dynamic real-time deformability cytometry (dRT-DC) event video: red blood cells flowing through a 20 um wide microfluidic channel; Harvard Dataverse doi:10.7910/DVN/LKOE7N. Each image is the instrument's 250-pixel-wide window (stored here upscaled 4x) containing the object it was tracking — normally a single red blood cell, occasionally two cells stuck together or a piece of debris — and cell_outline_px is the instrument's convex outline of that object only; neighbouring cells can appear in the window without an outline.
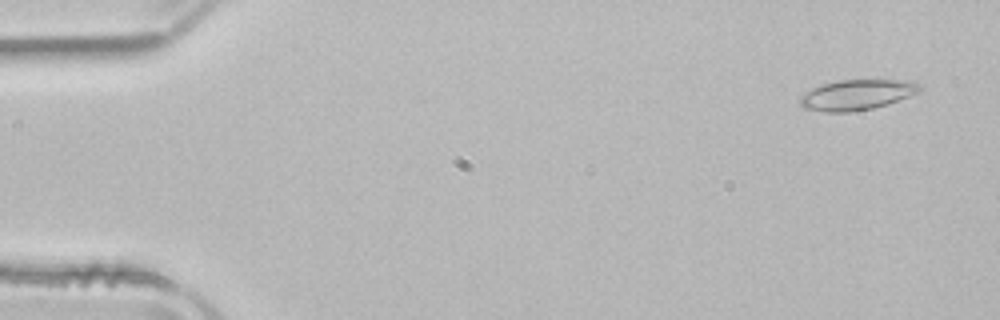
{"species": "common noctule bat (a hibernating species)", "species_latin": "Nyctalus noctula", "temperature_condition": "room temperature", "stored_images_in_passage": 3, "camera_frame_rate_fps": 3000, "um_per_image_px": 0.085, "animal": {"sex": "male", "body_mass_g": 21.5, "forearm_length_mm": 52.0}, "frame": {"image": 1, "passage_image": 1, "time_ms": 0.0, "image_size_px": [1000, 320], "cell_outline_px": [[920, 92], [888, 104], [872, 108], [848, 112], [824, 112], [804, 108], [800, 104], [800, 96], [804, 92], [820, 84], [836, 80], [908, 80], [920, 84]], "centroid_in_image_um": [72.8, 8.05], "position_along_channel_um": 12.2, "area_um2": 21.27}}
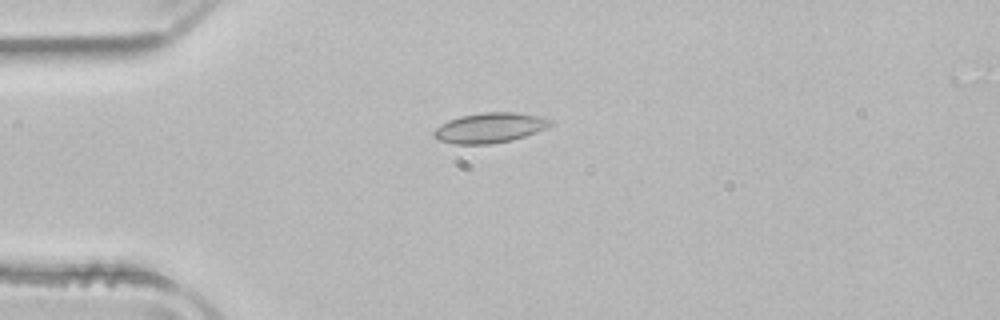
{"frame": {"image": 2, "passage_image": 3, "time_ms": 0.667, "image_size_px": [1000, 320], "cell_outline_px": [[552, 124], [536, 132], [512, 140], [492, 144], [452, 144], [436, 140], [432, 136], [432, 132], [440, 124], [448, 120], [460, 116], [484, 112], [516, 112], [544, 116], [552, 120]], "centroid_in_image_um": [41.59, 10.86], "position_along_channel_um": 43.4, "area_um2": 20.69}}